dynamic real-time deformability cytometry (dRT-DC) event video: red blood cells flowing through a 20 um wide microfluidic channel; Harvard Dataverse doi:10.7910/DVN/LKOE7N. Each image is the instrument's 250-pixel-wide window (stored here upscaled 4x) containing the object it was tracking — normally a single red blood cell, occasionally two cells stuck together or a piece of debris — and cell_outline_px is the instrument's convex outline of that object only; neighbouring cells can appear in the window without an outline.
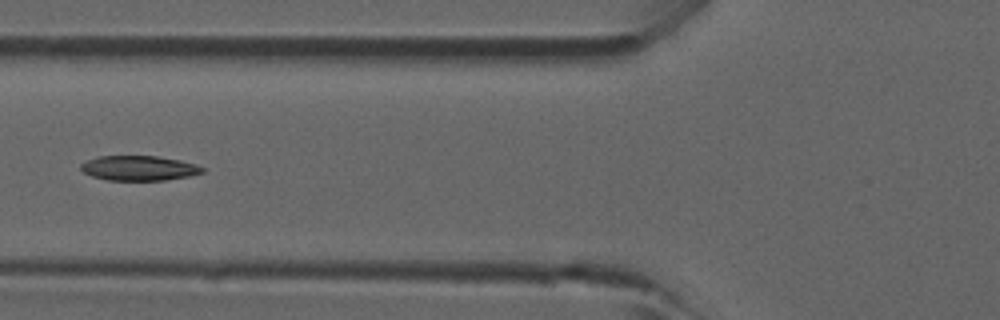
{"species": "common noctule bat (a hibernating species)", "species_latin": "Nyctalus noctula", "temperature_condition": "room temperature", "stored_images_in_passage": 14, "camera_frame_rate_fps": 3000, "um_per_image_px": 0.085, "animal": {"sex": "male", "forearm_length_mm": 52.5}, "frame": {"image": 1, "passage_image": 9, "time_ms": 2.667, "image_size_px": [1000, 320], "cell_outline_px": [[204, 172], [188, 176], [164, 180], [108, 180], [92, 176], [84, 172], [80, 168], [80, 164], [96, 156], [156, 156], [180, 160], [196, 164], [204, 168]], "centroid_in_image_um": [11.8, 14.28], "position_along_channel_um": 114.0, "area_um2": 17.51}}